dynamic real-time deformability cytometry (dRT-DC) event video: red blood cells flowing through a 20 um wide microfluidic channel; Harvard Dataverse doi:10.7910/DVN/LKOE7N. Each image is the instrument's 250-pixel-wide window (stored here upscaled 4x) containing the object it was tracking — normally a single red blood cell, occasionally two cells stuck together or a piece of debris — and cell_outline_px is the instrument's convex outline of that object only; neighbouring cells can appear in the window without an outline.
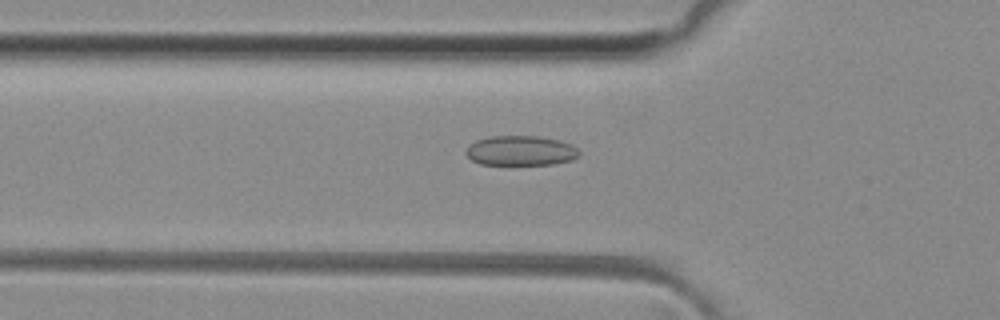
{"species": "common noctule bat (a hibernating species)", "species_latin": "Nyctalus noctula", "temperature_condition": "room temperature", "stored_images_in_passage": 38, "camera_frame_rate_fps": 3000, "um_per_image_px": 0.085, "animal": {"sex": "female", "body_mass_g": 29.2, "forearm_length_mm": 56.3}, "frame": {"image": 1, "passage_image": 9, "time_ms": 2.667, "image_size_px": [1000, 320], "cell_outline_px": [[580, 156], [572, 160], [552, 164], [480, 164], [472, 160], [464, 152], [476, 140], [488, 136], [536, 136], [560, 140], [572, 144], [580, 152]], "centroid_in_image_um": [44.29, 12.8], "position_along_channel_um": 81.5, "area_um2": 19.65}}
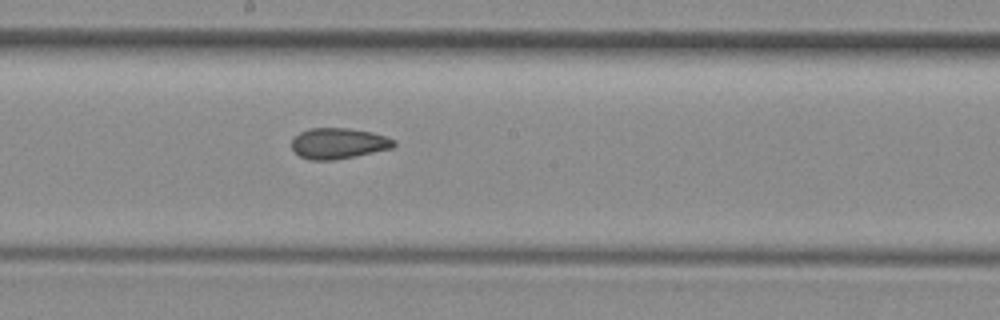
{"frame": {"image": 2, "passage_image": 19, "time_ms": 6.0, "image_size_px": [1000, 320], "cell_outline_px": [[396, 144], [392, 148], [356, 156], [336, 160], [308, 160], [300, 156], [292, 148], [292, 140], [300, 132], [308, 128], [348, 128], [372, 132], [396, 140]], "centroid_in_image_um": [28.77, 12.19], "position_along_channel_um": 219.4, "area_um2": 18.38}}
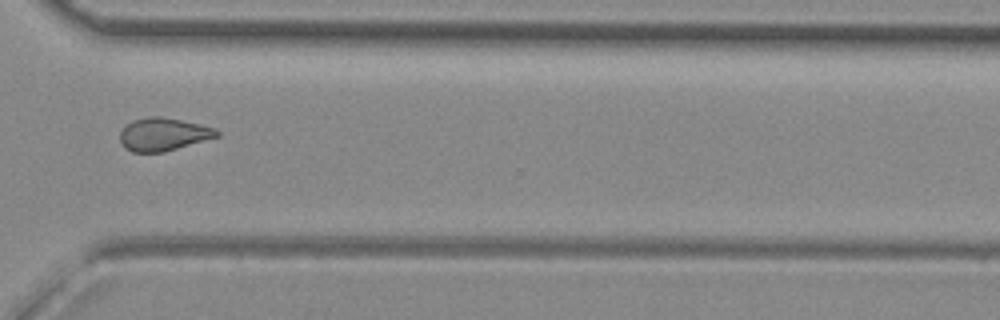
{"frame": {"image": 3, "passage_image": 29, "time_ms": 9.333, "image_size_px": [1000, 320], "cell_outline_px": [[220, 136], [164, 152], [132, 152], [124, 148], [120, 144], [120, 132], [132, 120], [148, 116], [160, 116], [200, 124], [216, 128], [220, 132]], "centroid_in_image_um": [13.88, 11.42], "position_along_channel_um": 356.7, "area_um2": 18.67}, "authors_computed_cell_mechanics": {"area_um2": 18.6116, "velocity_mm_per_s": 4.1175, "shape_relaxation_time_tau1_ms": null, "shape_relaxation_time_tau2_ms": 2.0103, "deformation_change_tau1": null, "deformation_change_tau2": 0.0664}}